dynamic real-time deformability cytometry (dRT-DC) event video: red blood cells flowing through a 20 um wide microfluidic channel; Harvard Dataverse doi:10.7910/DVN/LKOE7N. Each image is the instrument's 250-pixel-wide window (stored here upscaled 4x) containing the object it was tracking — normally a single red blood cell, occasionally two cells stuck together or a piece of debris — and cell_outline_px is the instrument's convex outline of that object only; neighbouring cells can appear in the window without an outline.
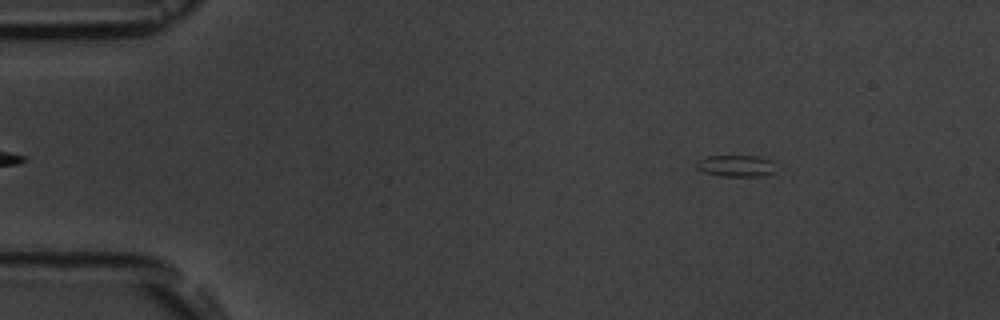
{"species": "common noctule bat (a hibernating species)", "species_latin": "Nyctalus noctula", "temperature_condition": "room temperature", "stored_images_in_passage": 8, "camera_frame_rate_fps": 3000, "um_per_image_px": 0.085, "animal": {"sex": "male", "body_mass_g": 19.5, "forearm_length_mm": 54.6}, "frame": {"image": 1, "passage_image": 1, "time_ms": 0.0, "image_size_px": [1000, 320], "cell_outline_px": [[776, 172], [764, 176], [720, 176], [704, 172], [696, 168], [696, 160], [708, 156], [760, 156], [772, 160]], "centroid_in_image_um": [62.58, 14.1], "position_along_channel_um": 22.4, "area_um2": 10.17}}